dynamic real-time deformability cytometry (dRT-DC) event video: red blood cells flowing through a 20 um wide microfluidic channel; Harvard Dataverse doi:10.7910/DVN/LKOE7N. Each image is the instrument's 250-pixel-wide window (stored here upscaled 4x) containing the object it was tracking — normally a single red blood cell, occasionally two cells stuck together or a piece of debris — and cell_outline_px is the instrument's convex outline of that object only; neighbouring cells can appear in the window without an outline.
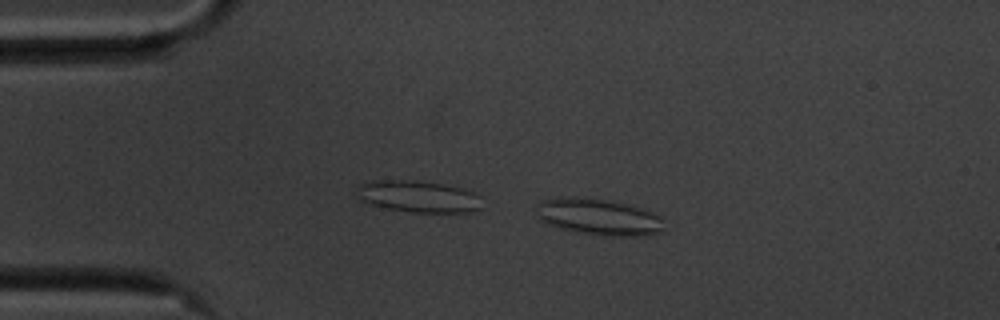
{"species": "common noctule bat (a hibernating species)", "species_latin": "Nyctalus noctula", "temperature_condition": "cold", "stored_images_in_passage": 48, "camera_frame_rate_fps": 3000, "um_per_image_px": 0.085, "animal": {"sex": "male", "body_mass_g": 20.1, "forearm_length_mm": 53.5}, "frame": {"image": 1, "passage_image": 2, "time_ms": 0.333, "image_size_px": [1000, 320], "cell_outline_px": [[664, 220], [660, 232], [636, 236], [604, 236], [576, 232], [560, 228], [548, 224], [540, 220], [536, 216], [540, 204], [544, 200], [560, 196], [588, 196], [612, 200], [628, 204], [640, 208], [660, 216]], "centroid_in_image_um": [50.86, 18.41], "position_along_channel_um": 34.1, "area_um2": 27.4}}
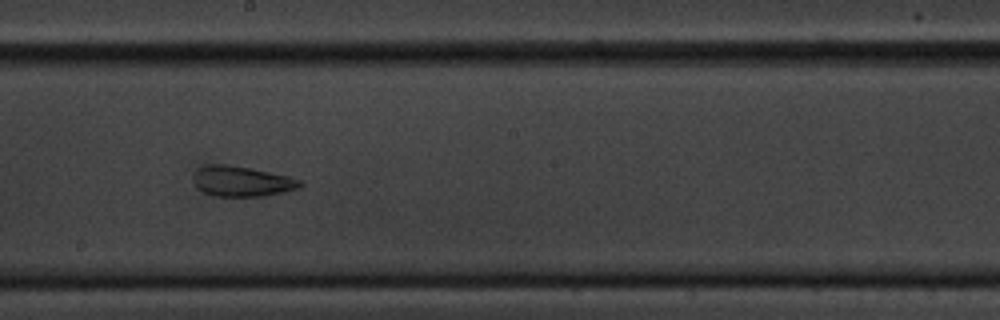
{"frame": {"image": 2, "passage_image": 22, "time_ms": 7.0, "image_size_px": [1000, 320], "cell_outline_px": [[304, 184], [300, 188], [284, 192], [264, 196], [216, 196], [204, 192], [196, 188], [196, 172], [204, 164], [228, 164], [252, 168], [288, 176], [300, 180]], "centroid_in_image_um": [20.6, 15.41], "position_along_channel_um": 227.6, "area_um2": 18.79}}
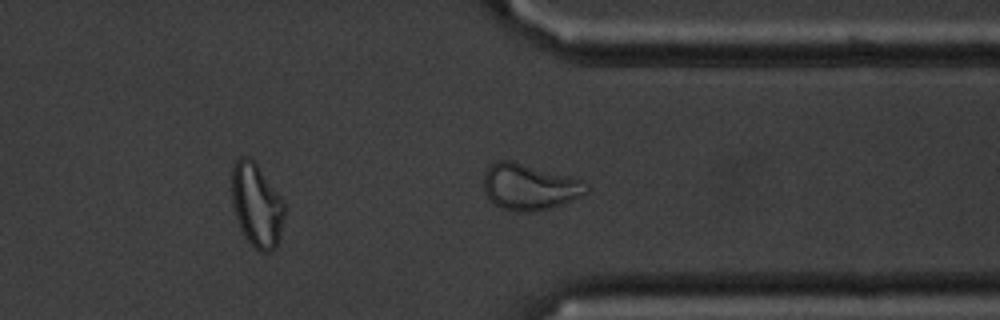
{"frame": {"image": 3, "passage_image": 34, "time_ms": 11.0, "image_size_px": [1000, 320], "cell_outline_px": [[588, 192], [580, 196], [552, 208], [532, 212], [516, 212], [500, 208], [492, 204], [484, 192], [484, 172], [488, 164], [496, 160], [512, 160], [580, 180], [588, 188]], "centroid_in_image_um": [44.9, 15.89], "position_along_channel_um": 366.5, "area_um2": 27.69}, "authors_computed_cell_mechanics": {"area_um2": 21.4438, "velocity_mm_per_s": 3.4876, "shape_relaxation_time_tau1_ms": null, "shape_relaxation_time_tau2_ms": 1.9874, "deformation_change_tau1": null, "deformation_change_tau2": 0.1021}}